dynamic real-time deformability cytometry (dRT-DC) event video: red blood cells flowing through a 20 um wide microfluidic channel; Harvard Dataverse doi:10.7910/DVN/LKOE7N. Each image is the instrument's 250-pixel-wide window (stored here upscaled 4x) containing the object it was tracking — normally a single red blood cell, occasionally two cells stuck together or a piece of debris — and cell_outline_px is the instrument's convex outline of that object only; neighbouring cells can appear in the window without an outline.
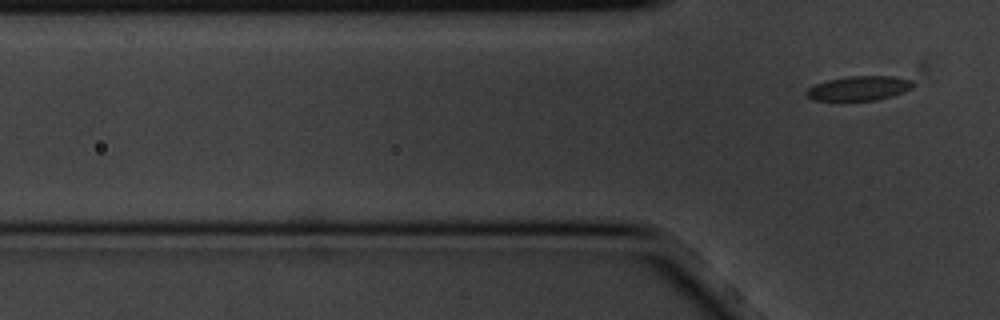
{"species": "common noctule bat (a hibernating species)", "species_latin": "Nyctalus noctula", "temperature_condition": "cold", "stored_images_in_passage": 3, "segment_of_instrument_passage": [2, 2], "camera_frame_rate_fps": 3000, "um_per_image_px": 0.085, "animal": {"sex": "male", "body_mass_g": 20.1, "forearm_length_mm": 53.5}, "frame": {"image": 1, "passage_image": 3, "time_ms": 0.667, "image_size_px": [1000, 320], "cell_outline_px": [[916, 84], [912, 88], [904, 92], [892, 96], [876, 100], [812, 100], [804, 92], [808, 88], [816, 84], [828, 80], [848, 76], [892, 76], [912, 80]], "centroid_in_image_um": [73.05, 7.5], "position_along_channel_um": 52.8, "area_um2": 15.2}}